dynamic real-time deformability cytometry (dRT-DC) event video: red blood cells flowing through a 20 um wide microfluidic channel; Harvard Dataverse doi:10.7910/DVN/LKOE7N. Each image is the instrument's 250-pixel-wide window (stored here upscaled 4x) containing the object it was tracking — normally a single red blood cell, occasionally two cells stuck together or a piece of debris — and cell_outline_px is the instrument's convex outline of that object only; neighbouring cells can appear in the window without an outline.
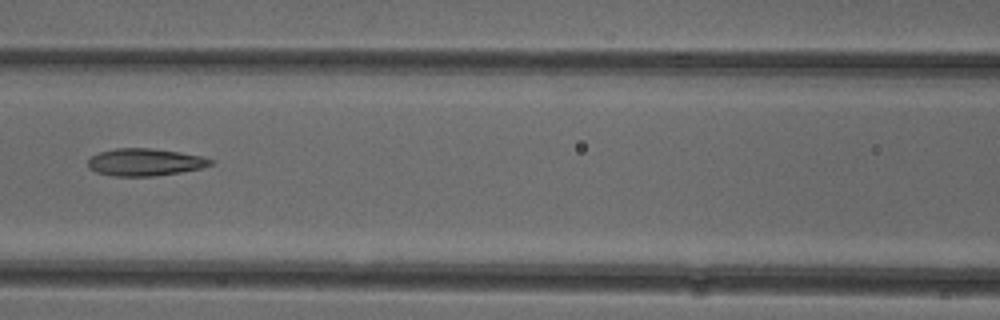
{"species": "common noctule bat (a hibernating species)", "species_latin": "Nyctalus noctula", "temperature_condition": "cold", "stored_images_in_passage": 6, "camera_frame_rate_fps": 3000, "um_per_image_px": 0.085, "animal": {"sex": "female"}, "frame": {"image": 1, "passage_image": 6, "time_ms": 6.667, "image_size_px": [1000, 320], "cell_outline_px": [[212, 164], [200, 168], [180, 172], [156, 176], [112, 176], [96, 172], [88, 168], [88, 160], [92, 156], [100, 152], [116, 148], [152, 148], [180, 152], [204, 156], [212, 160]], "centroid_in_image_um": [12.31, 13.78], "position_along_channel_um": 154.3, "area_um2": 19.54}}